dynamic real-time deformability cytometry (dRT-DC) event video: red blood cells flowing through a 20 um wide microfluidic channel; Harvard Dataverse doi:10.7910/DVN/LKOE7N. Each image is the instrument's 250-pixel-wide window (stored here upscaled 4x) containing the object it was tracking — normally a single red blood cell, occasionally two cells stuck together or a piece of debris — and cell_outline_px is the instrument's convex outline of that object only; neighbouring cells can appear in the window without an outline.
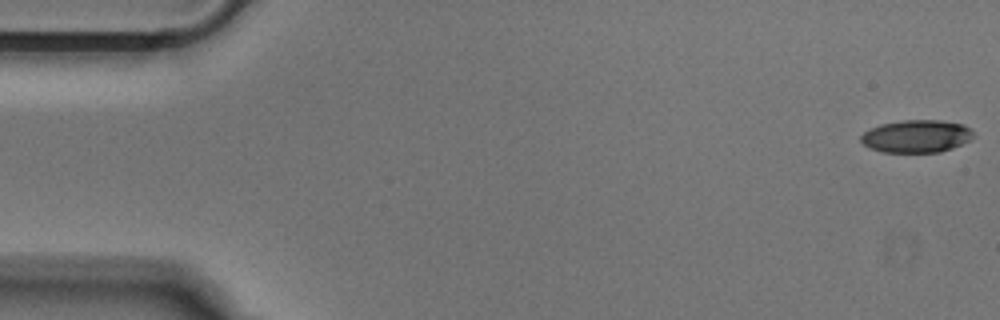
{"species": "Egyptian fruit bat (a non-hibernating species)", "species_latin": "Rousettus aegyptiacus", "temperature_condition": "cold", "stored_images_in_passage": 52, "camera_frame_rate_fps": 3000, "um_per_image_px": 0.085, "animal": {"sex": "male"}, "frame": {"image": 1, "passage_image": 1, "time_ms": 0.0, "image_size_px": [1000, 320], "cell_outline_px": [[972, 136], [968, 140], [952, 148], [940, 152], [880, 152], [868, 148], [860, 140], [860, 136], [864, 132], [880, 124], [904, 120], [940, 120], [964, 124], [972, 128]], "centroid_in_image_um": [77.88, 11.58], "position_along_channel_um": 7.1, "area_um2": 21.39}}
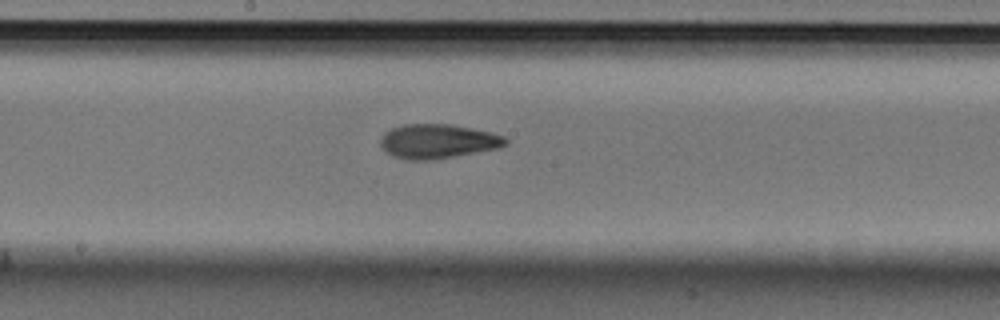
{"frame": {"image": 2, "passage_image": 27, "time_ms": 8.667, "image_size_px": [1000, 320], "cell_outline_px": [[508, 144], [500, 148], [432, 160], [404, 160], [392, 156], [384, 152], [380, 144], [380, 140], [384, 132], [392, 128], [404, 124], [448, 124], [488, 132], [504, 136], [508, 140]], "centroid_in_image_um": [37.17, 12.03], "position_along_channel_um": 211.0, "area_um2": 25.09}}
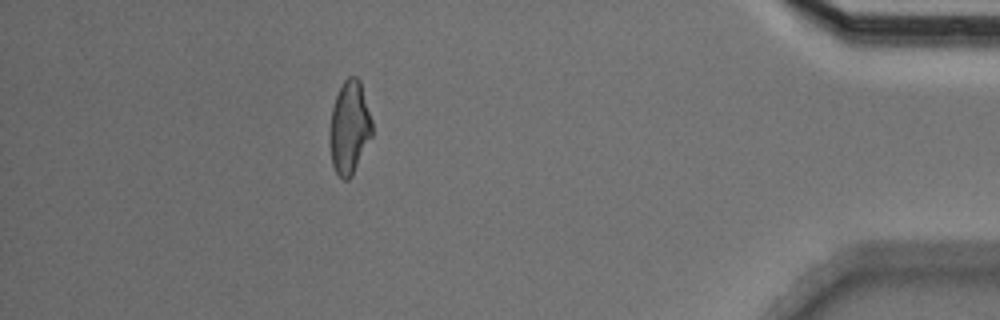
{"frame": {"image": 3, "passage_image": 46, "time_ms": 15.0, "image_size_px": [1000, 320], "cell_outline_px": [[372, 136], [352, 176], [348, 180], [344, 180], [336, 172], [332, 164], [328, 136], [328, 132], [332, 108], [336, 96], [344, 80], [348, 76], [356, 76], [360, 80], [372, 120]], "centroid_in_image_um": [29.69, 10.85], "position_along_channel_um": 405.5, "area_um2": 23.18}}